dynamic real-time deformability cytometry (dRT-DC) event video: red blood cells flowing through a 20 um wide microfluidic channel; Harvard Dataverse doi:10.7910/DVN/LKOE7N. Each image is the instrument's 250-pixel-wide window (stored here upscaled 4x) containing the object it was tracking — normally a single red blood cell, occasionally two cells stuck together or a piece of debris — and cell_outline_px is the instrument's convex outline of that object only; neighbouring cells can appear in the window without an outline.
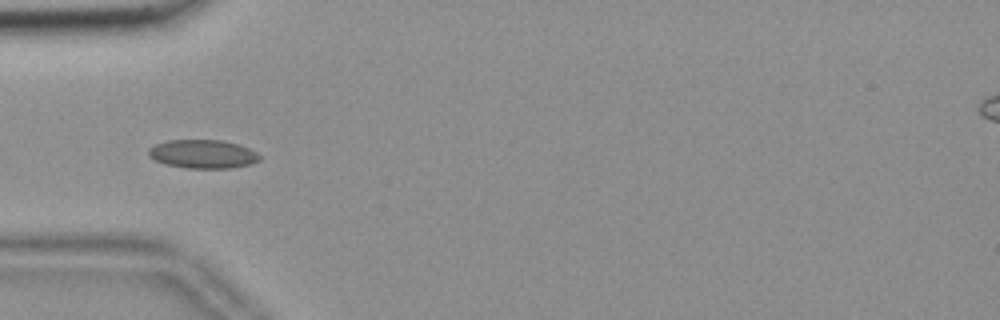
{"species": "common noctule bat (a hibernating species)", "species_latin": "Nyctalus noctula", "temperature_condition": "room temperature", "stored_images_in_passage": 55, "camera_frame_rate_fps": 3000, "um_per_image_px": 0.085, "animal": {"sex": "female", "body_mass_g": 18.4}, "frame": {"image": 1, "passage_image": 17, "time_ms": 5.333, "image_size_px": [1000, 320], "cell_outline_px": [[260, 160], [252, 164], [232, 168], [184, 168], [164, 164], [148, 156], [148, 148], [156, 144], [168, 140], [220, 140], [240, 144], [256, 152], [260, 156]], "centroid_in_image_um": [17.24, 13.1], "position_along_channel_um": 67.8, "area_um2": 18.67}}
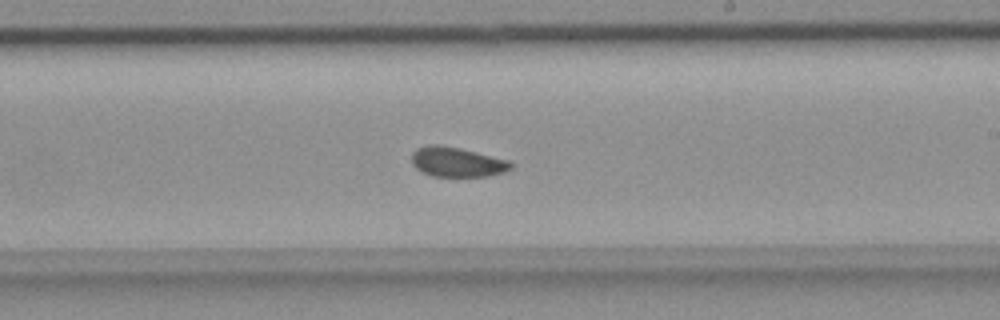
{"frame": {"image": 2, "passage_image": 32, "time_ms": 10.333, "image_size_px": [1000, 320], "cell_outline_px": [[512, 168], [504, 172], [488, 176], [432, 176], [420, 172], [412, 164], [412, 152], [416, 148], [428, 144], [440, 144], [460, 148], [508, 160], [512, 164]], "centroid_in_image_um": [38.8, 13.76], "position_along_channel_um": 250.2, "area_um2": 17.28}}
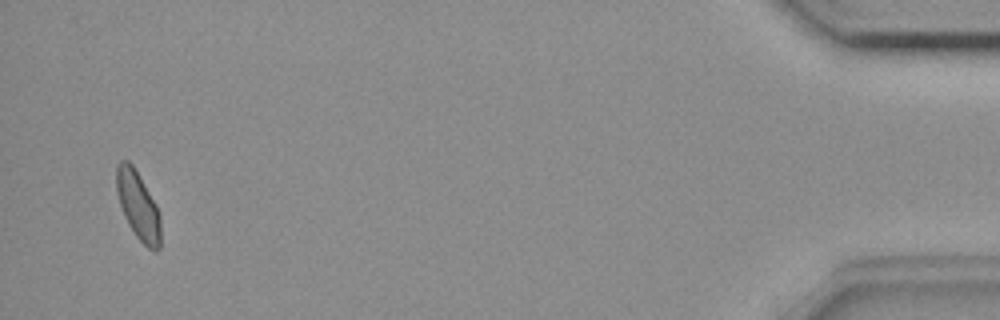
{"frame": {"image": 3, "passage_image": 53, "time_ms": 17.333, "image_size_px": [1000, 320], "cell_outline_px": [[160, 248], [156, 252], [148, 248], [136, 236], [128, 224], [124, 216], [116, 192], [116, 164], [120, 160], [128, 160], [132, 164], [156, 204], [160, 216]], "centroid_in_image_um": [11.72, 17.47], "position_along_channel_um": 423.5, "area_um2": 17.51}, "authors_computed_cell_mechanics": {"area_um2": 17.6868, "velocity_mm_per_s": 3.6753, "shape_relaxation_time_tau1_ms": 7.0375, "shape_relaxation_time_tau2_ms": null, "deformation_change_tau1": 0.0946, "deformation_change_tau2": null}}